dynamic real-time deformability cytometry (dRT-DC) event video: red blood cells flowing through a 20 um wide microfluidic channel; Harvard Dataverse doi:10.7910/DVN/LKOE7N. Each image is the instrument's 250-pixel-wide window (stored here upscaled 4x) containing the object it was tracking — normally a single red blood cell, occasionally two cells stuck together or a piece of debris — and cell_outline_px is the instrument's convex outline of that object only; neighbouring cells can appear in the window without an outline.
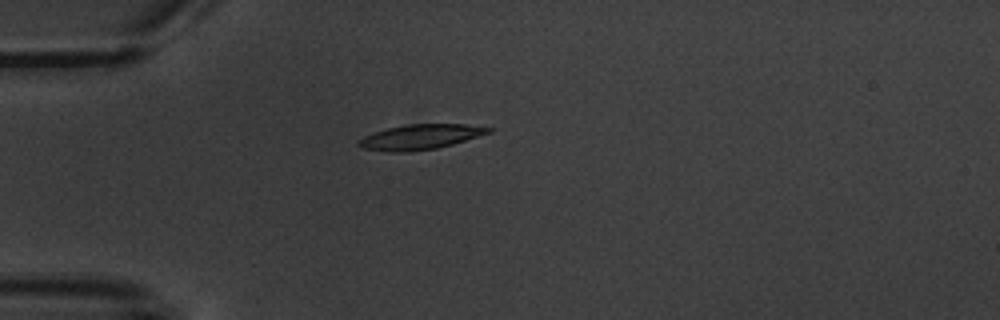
{"species": "common noctule bat (a hibernating species)", "species_latin": "Nyctalus noctula", "temperature_condition": "warm", "stored_images_in_passage": 1, "camera_frame_rate_fps": 3000, "um_per_image_px": 0.085, "animal": {"sex": "male", "body_mass_g": 20.1, "forearm_length_mm": 53.5}, "frame": {"image": 1, "passage_image": 1, "time_ms": 0.0, "image_size_px": [1000, 320], "cell_outline_px": [[492, 132], [452, 144], [436, 148], [408, 152], [388, 152], [364, 148], [356, 144], [356, 140], [364, 136], [388, 128], [408, 124], [464, 124], [492, 128]], "centroid_in_image_um": [35.7, 11.64], "position_along_channel_um": 49.3, "area_um2": 18.79}}